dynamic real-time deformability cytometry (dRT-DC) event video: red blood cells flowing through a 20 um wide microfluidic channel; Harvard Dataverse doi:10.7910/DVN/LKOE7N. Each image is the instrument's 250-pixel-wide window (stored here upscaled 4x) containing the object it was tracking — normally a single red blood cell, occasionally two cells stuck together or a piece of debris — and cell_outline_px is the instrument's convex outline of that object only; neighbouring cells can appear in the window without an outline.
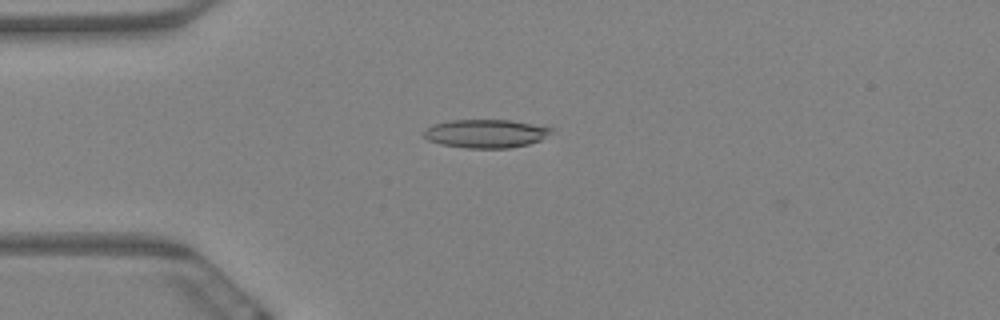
{"species": "Egyptian fruit bat (a non-hibernating species)", "species_latin": "Rousettus aegyptiacus", "temperature_condition": "warm", "stored_images_in_passage": 5, "camera_frame_rate_fps": 3000, "um_per_image_px": 0.085, "animal": {"sex": "female"}, "frame": {"image": 1, "passage_image": 5, "time_ms": 1.333, "image_size_px": [1000, 320], "cell_outline_px": [[556, 128], [552, 132], [540, 140], [528, 144], [508, 148], [464, 148], [440, 144], [428, 140], [424, 136], [424, 128], [432, 124], [448, 120], [512, 120]], "centroid_in_image_um": [41.28, 11.34], "position_along_channel_um": 43.7, "area_um2": 21.33}}